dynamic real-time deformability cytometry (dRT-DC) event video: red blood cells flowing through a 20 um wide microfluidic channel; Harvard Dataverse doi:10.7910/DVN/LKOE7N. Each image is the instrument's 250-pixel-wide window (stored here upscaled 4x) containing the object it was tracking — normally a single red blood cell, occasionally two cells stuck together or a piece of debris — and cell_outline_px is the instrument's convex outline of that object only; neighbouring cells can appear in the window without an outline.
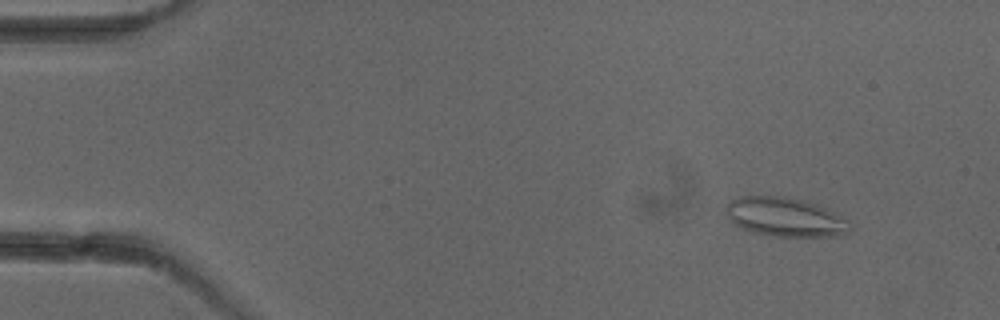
{"species": "common noctule bat (a hibernating species)", "species_latin": "Nyctalus noctula", "temperature_condition": "cold", "stored_images_in_passage": 3, "camera_frame_rate_fps": 3000, "um_per_image_px": 0.085, "animal": {"sex": "female"}, "frame": {"image": 1, "passage_image": 1, "time_ms": 0.0, "image_size_px": [1000, 320], "cell_outline_px": [[852, 228], [848, 232], [836, 236], [776, 236], [752, 232], [740, 228], [728, 220], [724, 212], [728, 200], [740, 196], [788, 196], [804, 200], [816, 204], [848, 220]], "centroid_in_image_um": [66.67, 18.44], "position_along_channel_um": 18.3, "area_um2": 28.44}}